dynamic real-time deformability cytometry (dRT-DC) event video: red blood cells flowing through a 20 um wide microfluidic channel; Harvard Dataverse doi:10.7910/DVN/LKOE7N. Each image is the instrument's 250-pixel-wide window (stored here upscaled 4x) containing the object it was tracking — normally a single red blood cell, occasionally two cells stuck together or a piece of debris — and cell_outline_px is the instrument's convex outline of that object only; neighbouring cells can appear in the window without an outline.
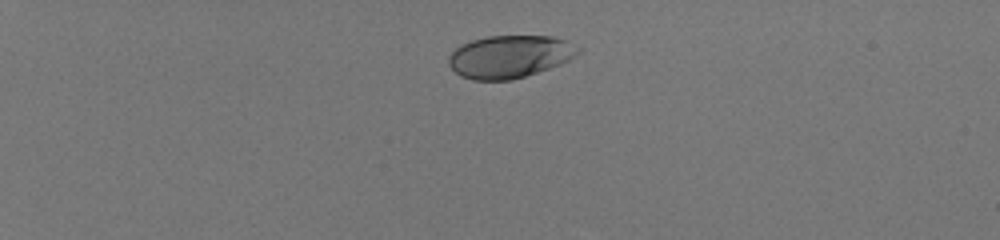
{"species": "human", "species_latin": "Homo sapiens", "temperature_condition": "room temperature", "stored_images_in_passage": 41, "camera_frame_rate_fps": 3000, "um_per_image_px": 0.085, "donor": {"sex": "male"}, "frame": {"image": 1, "passage_image": 1, "time_ms": 0.0, "image_size_px": [1000, 240], "cell_outline_px": [[580, 52], [568, 60], [560, 64], [512, 80], [472, 80], [460, 76], [448, 64], [448, 56], [460, 44], [472, 40], [488, 36], [552, 36], [564, 40], [580, 48]], "centroid_in_image_um": [43.28, 4.81], "position_along_channel_um": 41.7, "area_um2": 31.96}}
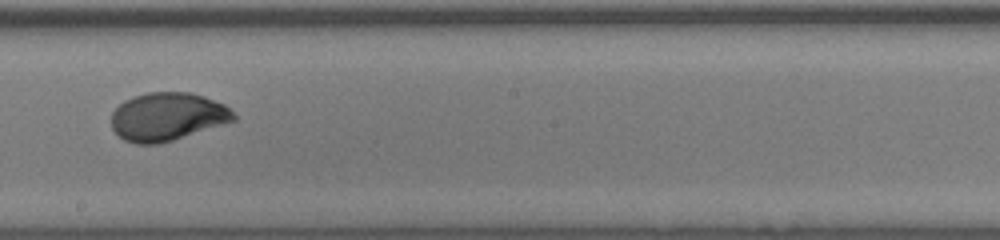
{"frame": {"image": 2, "passage_image": 23, "time_ms": 7.333, "image_size_px": [1000, 240], "cell_outline_px": [[236, 120], [224, 124], [172, 140], [156, 144], [136, 144], [124, 140], [112, 128], [112, 112], [124, 100], [132, 96], [148, 92], [188, 92], [204, 96], [224, 104], [236, 116]], "centroid_in_image_um": [14.22, 9.91], "position_along_channel_um": 234.0, "area_um2": 34.16}}
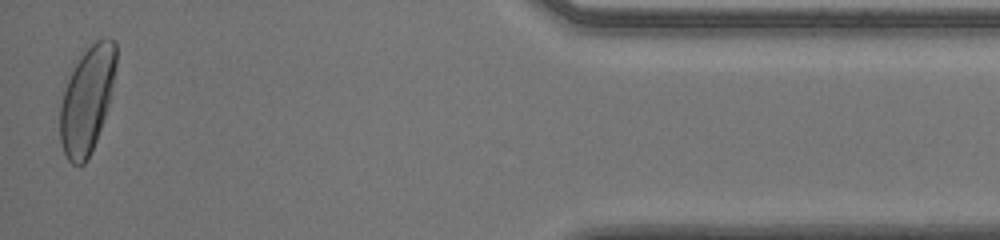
{"frame": {"image": 3, "passage_image": 41, "time_ms": 13.333, "image_size_px": [1000, 240], "cell_outline_px": [[116, 64], [108, 104], [96, 140], [84, 164], [80, 168], [72, 164], [68, 160], [64, 152], [60, 140], [60, 104], [68, 80], [80, 56], [96, 40], [108, 36], [116, 40]], "centroid_in_image_um": [7.39, 8.48], "position_along_channel_um": 427.8, "area_um2": 34.16}, "authors_computed_cell_mechanics": {"area_um2": 33.9286, "velocity_mm_per_s": 4.0123, "shape_relaxation_time_tau1_ms": 3.1226, "shape_relaxation_time_tau2_ms": null, "deformation_change_tau1": 0.1591, "deformation_change_tau2": null}}